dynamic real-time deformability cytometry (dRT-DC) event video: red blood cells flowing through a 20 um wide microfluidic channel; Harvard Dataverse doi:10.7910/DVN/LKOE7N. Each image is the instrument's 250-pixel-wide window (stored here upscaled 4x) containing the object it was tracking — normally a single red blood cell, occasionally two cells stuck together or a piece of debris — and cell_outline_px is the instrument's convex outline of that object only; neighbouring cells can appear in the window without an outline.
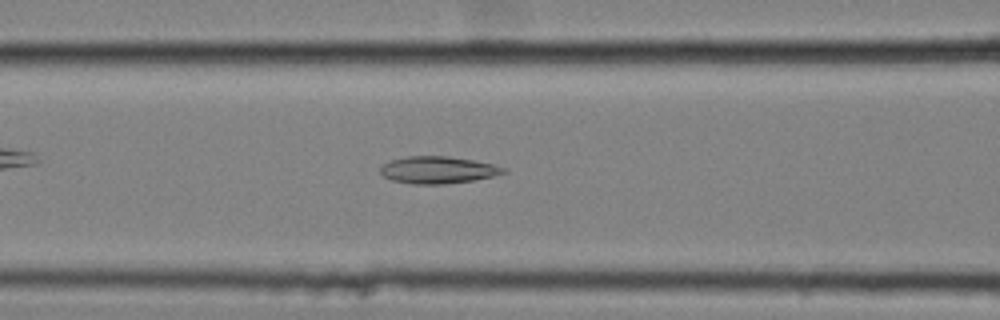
{"species": "common noctule bat (a hibernating species)", "species_latin": "Nyctalus noctula", "temperature_condition": "cold", "stored_images_in_passage": 51, "camera_frame_rate_fps": 3000, "um_per_image_px": 0.085, "animal": {"sex": "female", "body_mass_g": 25.1}, "frame": {"image": 1, "passage_image": 18, "time_ms": 5.667, "image_size_px": [1000, 320], "cell_outline_px": [[508, 172], [492, 176], [472, 180], [444, 184], [412, 184], [392, 180], [384, 176], [380, 172], [380, 168], [384, 164], [392, 160], [408, 156], [448, 156], [472, 160], [492, 164], [508, 168]], "centroid_in_image_um": [37.24, 14.44], "position_along_channel_um": 129.4, "area_um2": 19.31}}
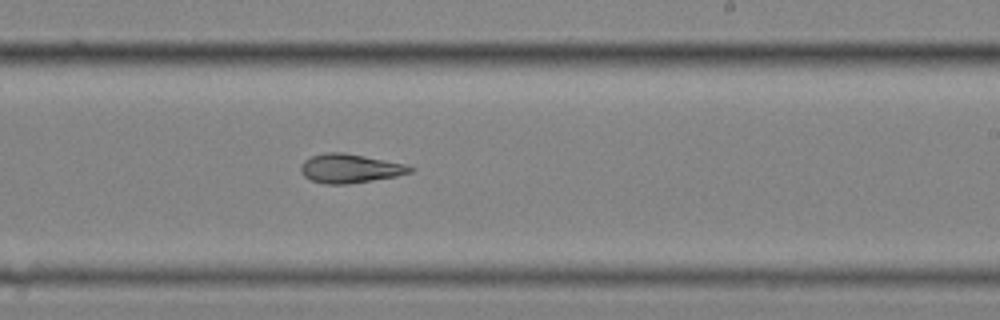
{"frame": {"image": 2, "passage_image": 29, "time_ms": 9.333, "image_size_px": [1000, 320], "cell_outline_px": [[416, 168], [412, 172], [396, 176], [348, 184], [324, 184], [312, 180], [304, 176], [300, 172], [300, 168], [304, 160], [312, 156], [324, 152], [344, 152], [404, 164]], "centroid_in_image_um": [29.72, 14.31], "position_along_channel_um": 259.3, "area_um2": 18.38}}
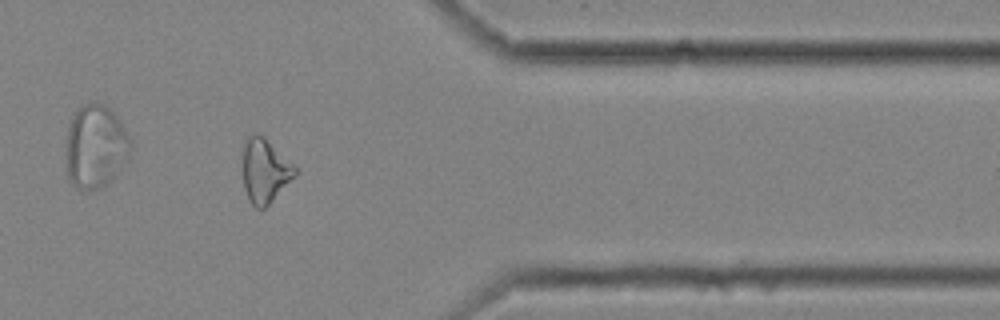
{"frame": {"image": 3, "passage_image": 41, "time_ms": 13.333, "image_size_px": [1000, 320], "cell_outline_px": [[296, 172], [268, 204], [264, 208], [256, 208], [252, 204], [244, 188], [244, 144], [248, 136], [252, 132], [256, 132], [264, 136], [296, 168]], "centroid_in_image_um": [22.47, 14.46], "position_along_channel_um": 388.9, "area_um2": 18.67}}